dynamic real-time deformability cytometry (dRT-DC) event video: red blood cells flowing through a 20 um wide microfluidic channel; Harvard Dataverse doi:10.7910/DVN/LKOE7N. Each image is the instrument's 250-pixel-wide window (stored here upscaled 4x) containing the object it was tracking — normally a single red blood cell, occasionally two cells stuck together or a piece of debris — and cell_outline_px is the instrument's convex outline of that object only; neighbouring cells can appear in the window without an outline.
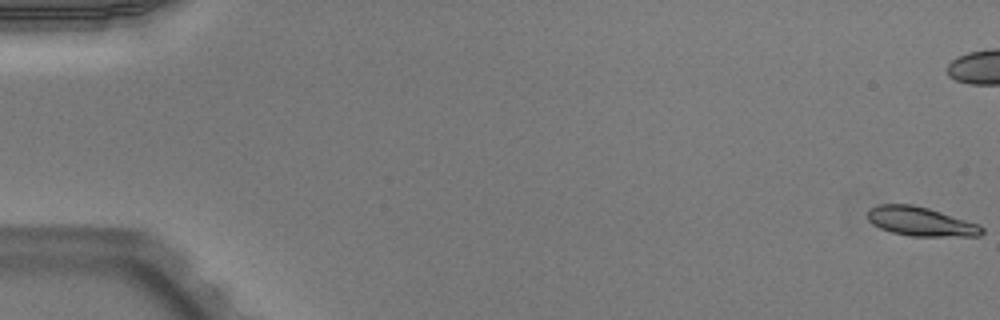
{"species": "Egyptian fruit bat (a non-hibernating species)", "species_latin": "Rousettus aegyptiacus", "temperature_condition": "warm", "stored_images_in_passage": 53, "camera_frame_rate_fps": 3000, "um_per_image_px": 0.085, "animal": {"sex": "male"}, "frame": {"image": 1, "passage_image": 1, "time_ms": 0.0, "image_size_px": [1000, 320], "cell_outline_px": [[984, 232], [980, 236], [912, 236], [892, 232], [880, 228], [872, 224], [868, 220], [868, 208], [880, 204], [912, 204], [928, 208], [980, 224], [984, 228]], "centroid_in_image_um": [78.27, 18.82], "position_along_channel_um": 6.7, "area_um2": 19.42}}
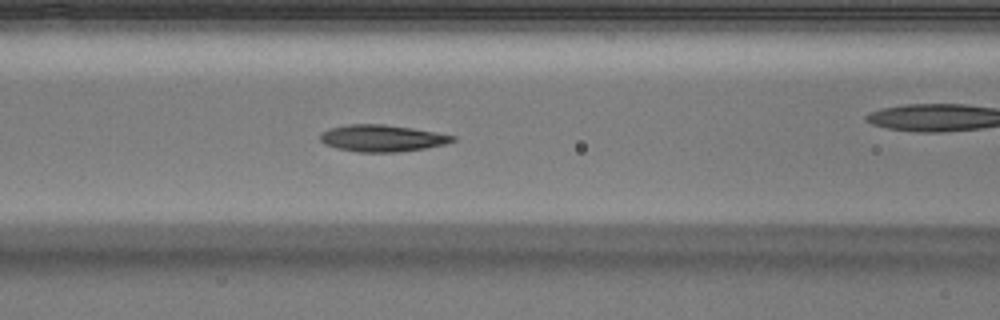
{"frame": {"image": 2, "passage_image": 23, "time_ms": 7.333, "image_size_px": [1000, 320], "cell_outline_px": [[456, 140], [444, 144], [424, 148], [400, 152], [356, 152], [336, 148], [324, 144], [320, 140], [320, 136], [328, 128], [348, 124], [384, 124], [412, 128], [436, 132], [456, 136]], "centroid_in_image_um": [32.46, 11.75], "position_along_channel_um": 134.1, "area_um2": 20.69}}
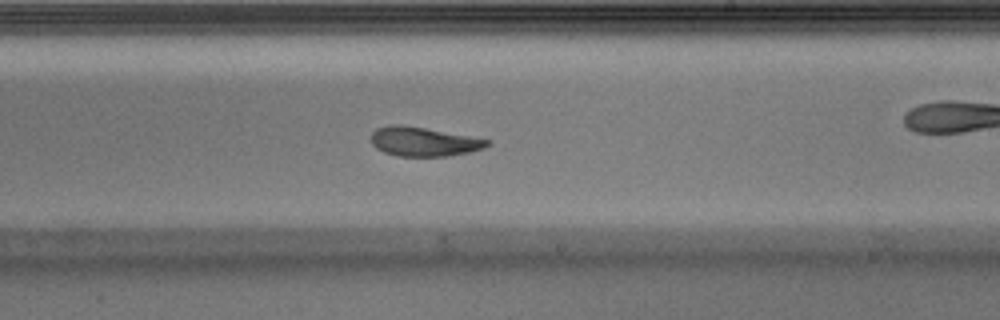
{"frame": {"image": 3, "passage_image": 32, "time_ms": 10.333, "image_size_px": [1000, 320], "cell_outline_px": [[492, 144], [484, 148], [468, 152], [448, 156], [400, 156], [384, 152], [376, 148], [372, 144], [372, 132], [376, 128], [388, 124], [400, 124], [424, 128], [468, 136], [488, 140]], "centroid_in_image_um": [35.97, 12.03], "position_along_channel_um": 253.0, "area_um2": 19.54}, "authors_computed_cell_mechanics": {"area_um2": 20.2878, "velocity_mm_per_s": 3.9702, "shape_relaxation_time_tau1_ms": 3.4967, "shape_relaxation_time_tau2_ms": 2.046, "deformation_change_tau1": 0.1484, "deformation_change_tau2": 0.0757}}